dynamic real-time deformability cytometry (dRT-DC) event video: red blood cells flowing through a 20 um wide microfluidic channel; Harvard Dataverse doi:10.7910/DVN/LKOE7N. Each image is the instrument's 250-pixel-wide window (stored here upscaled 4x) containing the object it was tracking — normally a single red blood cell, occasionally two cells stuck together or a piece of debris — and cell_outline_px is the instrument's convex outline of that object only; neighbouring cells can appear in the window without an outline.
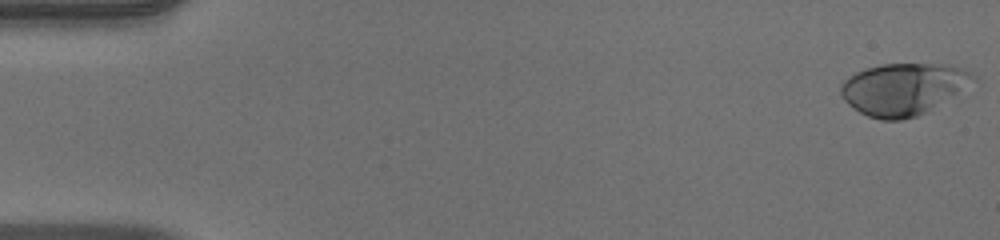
{"species": "human", "species_latin": "Homo sapiens", "temperature_condition": "warm", "stored_images_in_passage": 52, "camera_frame_rate_fps": 3000, "um_per_image_px": 0.085, "donor": {"sex": "male"}, "frame": {"image": 1, "passage_image": 1, "time_ms": 0.0, "image_size_px": [1000, 240], "cell_outline_px": [[976, 80], [924, 112], [916, 116], [900, 120], [880, 120], [868, 116], [860, 112], [848, 104], [840, 96], [840, 84], [848, 76], [864, 68], [880, 64], [944, 64], [960, 68], [976, 76]], "centroid_in_image_um": [76.68, 7.55], "position_along_channel_um": 8.3, "area_um2": 39.48}}
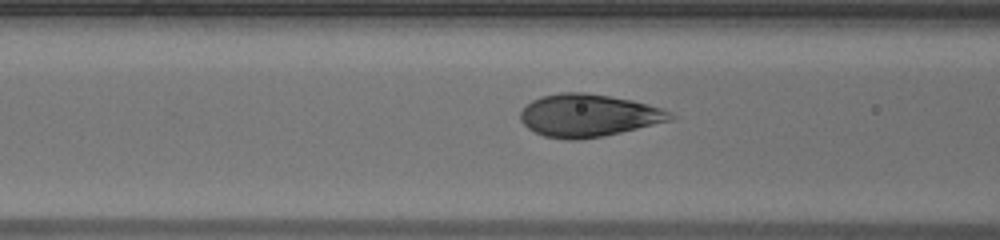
{"frame": {"image": 2, "passage_image": 21, "time_ms": 6.667, "image_size_px": [1000, 240], "cell_outline_px": [[676, 116], [672, 120], [604, 136], [576, 140], [568, 140], [544, 136], [528, 128], [520, 120], [520, 112], [532, 100], [544, 96], [560, 92], [584, 92], [632, 100], [664, 108]], "centroid_in_image_um": [50.04, 9.81], "position_along_channel_um": 116.6, "area_um2": 37.11}}
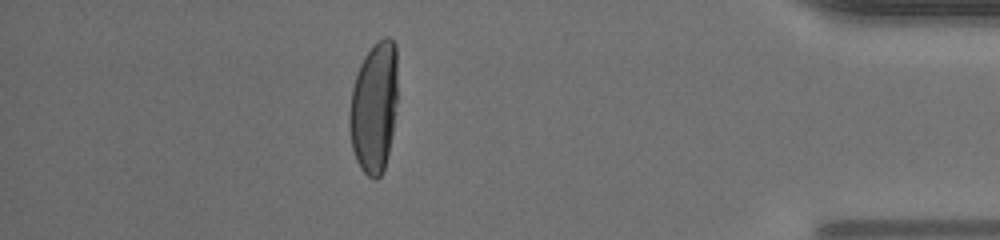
{"frame": {"image": 3, "passage_image": 46, "time_ms": 15.0, "image_size_px": [1000, 240], "cell_outline_px": [[396, 112], [388, 152], [384, 168], [380, 176], [376, 180], [368, 176], [360, 168], [356, 160], [352, 148], [348, 124], [348, 112], [352, 88], [360, 64], [364, 56], [376, 40], [384, 36], [388, 36], [396, 44]], "centroid_in_image_um": [31.78, 9.1], "position_along_channel_um": 403.4, "area_um2": 36.99}, "authors_computed_cell_mechanics": {"area_um2": 37.4833, "velocity_mm_per_s": 3.9512, "shape_relaxation_time_tau1_ms": 4.1378, "shape_relaxation_time_tau2_ms": null, "deformation_change_tau1": 0.2367, "deformation_change_tau2": null}}